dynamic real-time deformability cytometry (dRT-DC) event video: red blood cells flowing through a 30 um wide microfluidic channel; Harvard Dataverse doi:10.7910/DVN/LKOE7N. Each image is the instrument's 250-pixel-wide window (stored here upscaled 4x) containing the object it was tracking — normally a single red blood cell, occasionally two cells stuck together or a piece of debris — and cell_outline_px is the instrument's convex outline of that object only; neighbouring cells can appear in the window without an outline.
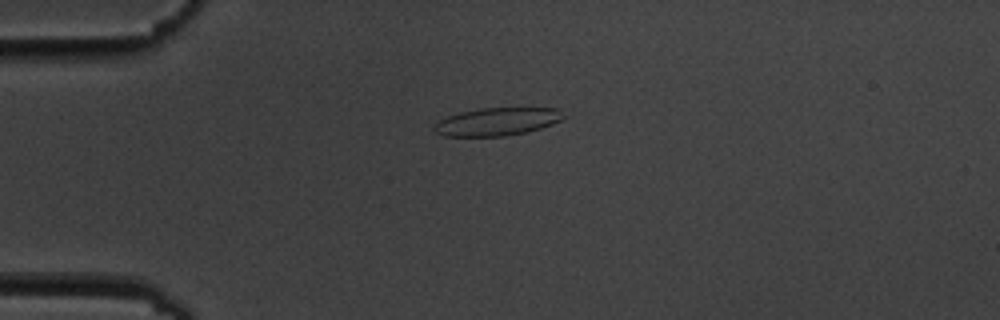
{"species": "common noctule bat (a hibernating species)", "species_latin": "Nyctalus noctula", "temperature_condition": "cold", "stored_images_in_passage": 5, "camera_frame_rate_fps": 3000, "um_per_image_px": 0.085, "animal": {"sex": "male", "body_mass_g": 19.5, "forearm_length_mm": 54.6}, "frame": {"image": 1, "passage_image": 4, "time_ms": 3.667, "image_size_px": [1000, 320], "cell_outline_px": [[564, 120], [528, 132], [504, 136], [444, 136], [436, 132], [432, 128], [440, 120], [448, 116], [460, 112], [480, 108], [556, 108], [564, 116]], "centroid_in_image_um": [42.26, 10.34], "position_along_channel_um": 42.7, "area_um2": 20.92}}